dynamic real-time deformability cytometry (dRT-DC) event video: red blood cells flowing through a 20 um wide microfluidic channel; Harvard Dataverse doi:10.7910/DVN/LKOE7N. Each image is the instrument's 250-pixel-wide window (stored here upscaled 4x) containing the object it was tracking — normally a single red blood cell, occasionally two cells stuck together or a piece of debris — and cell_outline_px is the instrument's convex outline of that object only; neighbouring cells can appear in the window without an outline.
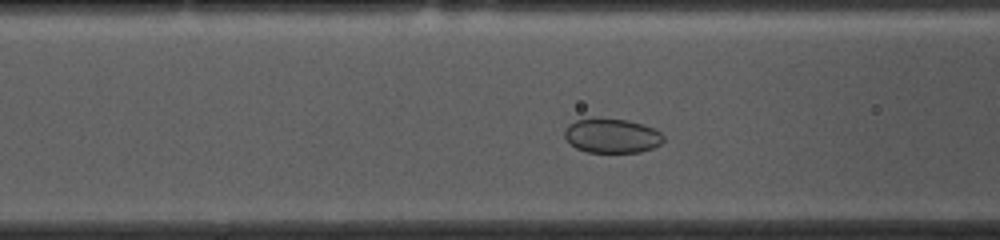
{"species": "common noctule bat (a hibernating species)", "species_latin": "Nyctalus noctula", "temperature_condition": "cold", "stored_images_in_passage": 39, "camera_frame_rate_fps": 3000, "um_per_image_px": 0.085, "animal": {"sex": "female", "body_mass_g": 10.0, "forearm_length_mm": 53.1}, "frame": {"image": 1, "passage_image": 14, "time_ms": 4.333, "image_size_px": [1000, 240], "cell_outline_px": [[664, 140], [660, 144], [652, 148], [640, 152], [588, 152], [576, 148], [564, 136], [564, 132], [568, 124], [576, 120], [628, 120], [644, 124], [656, 128], [664, 136]], "centroid_in_image_um": [52.06, 11.56], "position_along_channel_um": 114.5, "area_um2": 19.48}}
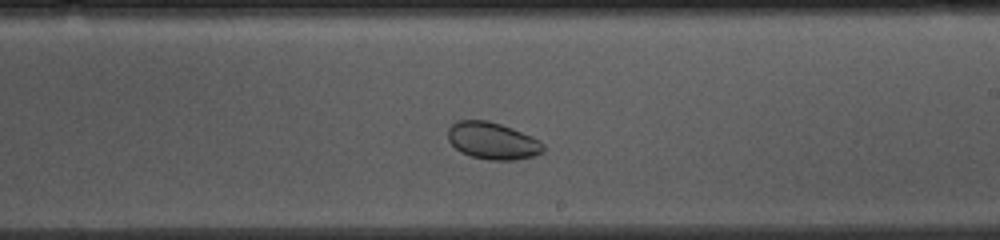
{"frame": {"image": 2, "passage_image": 25, "time_ms": 8.0, "image_size_px": [1000, 240], "cell_outline_px": [[544, 152], [532, 156], [512, 160], [488, 160], [472, 156], [460, 152], [448, 140], [448, 128], [456, 120], [488, 120], [512, 128], [532, 136], [540, 140], [544, 144]], "centroid_in_image_um": [41.87, 11.96], "position_along_channel_um": 247.1, "area_um2": 20.63}}
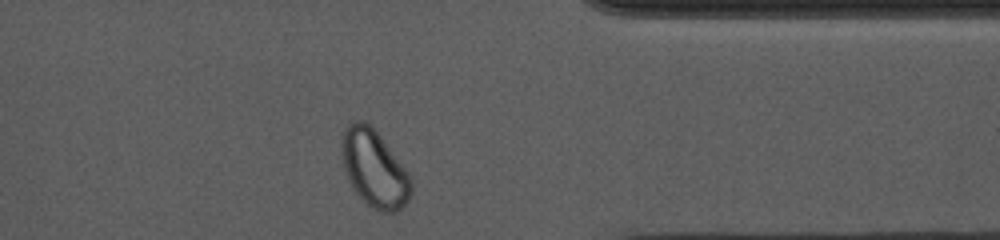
{"frame": {"image": 3, "passage_image": 37, "time_ms": 12.0, "image_size_px": [1000, 240], "cell_outline_px": [[412, 192], [408, 200], [396, 212], [380, 212], [368, 204], [356, 192], [348, 180], [344, 168], [340, 148], [340, 132], [348, 124], [356, 120], [364, 120], [380, 136], [404, 168], [412, 180]], "centroid_in_image_um": [31.77, 14.3], "position_along_channel_um": 379.6, "area_um2": 30.98}}